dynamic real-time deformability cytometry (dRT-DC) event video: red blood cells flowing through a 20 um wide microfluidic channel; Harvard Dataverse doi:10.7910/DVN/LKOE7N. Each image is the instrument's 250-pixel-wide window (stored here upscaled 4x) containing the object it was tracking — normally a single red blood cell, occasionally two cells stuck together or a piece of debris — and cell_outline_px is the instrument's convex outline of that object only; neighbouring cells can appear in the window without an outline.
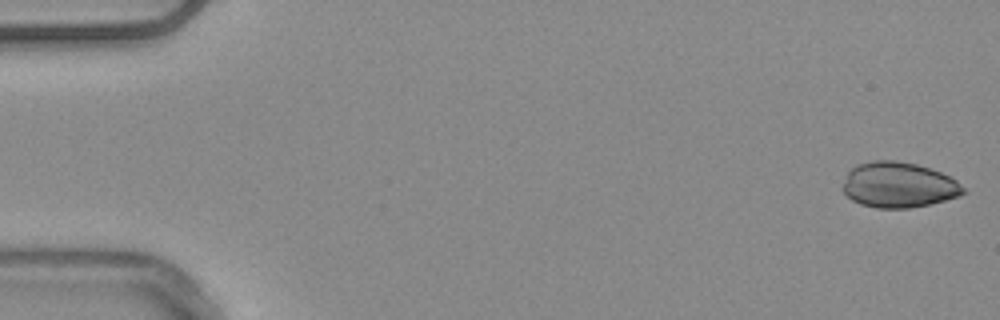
{"species": "common noctule bat (a hibernating species)", "species_latin": "Nyctalus noctula", "temperature_condition": "warm", "stored_images_in_passage": 49, "camera_frame_rate_fps": 3000, "um_per_image_px": 0.085, "animal": {"sex": "male", "body_mass_g": 20.4}, "frame": {"image": 1, "passage_image": 1, "time_ms": 0.0, "image_size_px": [1000, 320], "cell_outline_px": [[968, 192], [960, 196], [928, 204], [908, 208], [876, 208], [860, 204], [852, 200], [844, 192], [844, 184], [848, 172], [856, 164], [872, 160], [896, 160], [916, 164], [940, 172], [956, 180]], "centroid_in_image_um": [76.39, 15.71], "position_along_channel_um": 8.6, "area_um2": 31.79}}
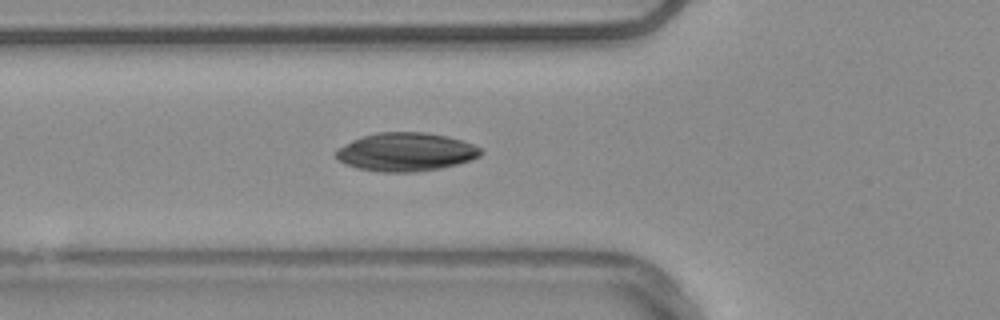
{"frame": {"image": 2, "passage_image": 19, "time_ms": 6.0, "image_size_px": [1000, 320], "cell_outline_px": [[484, 152], [480, 156], [472, 160], [440, 168], [416, 172], [380, 172], [356, 168], [344, 164], [336, 160], [336, 148], [352, 140], [376, 132], [424, 132], [448, 136], [484, 148]], "centroid_in_image_um": [34.49, 12.92], "position_along_channel_um": 91.3, "area_um2": 32.77}}